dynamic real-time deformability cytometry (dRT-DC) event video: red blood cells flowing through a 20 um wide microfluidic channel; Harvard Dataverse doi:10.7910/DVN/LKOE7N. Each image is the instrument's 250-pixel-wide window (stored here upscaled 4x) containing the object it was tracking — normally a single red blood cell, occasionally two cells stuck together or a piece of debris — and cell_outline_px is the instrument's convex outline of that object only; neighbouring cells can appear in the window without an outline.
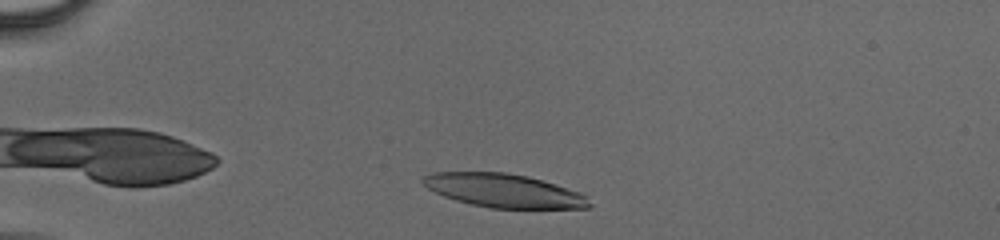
{"species": "human", "species_latin": "Homo sapiens", "temperature_condition": "cold", "stored_images_in_passage": 39, "camera_frame_rate_fps": 3000, "um_per_image_px": 0.085, "donor": {"sex": "male"}, "frame": {"image": 1, "passage_image": 4, "time_ms": 1.0, "image_size_px": [1000, 240], "cell_outline_px": [[592, 204], [588, 208], [492, 208], [472, 204], [456, 200], [444, 196], [428, 188], [420, 180], [424, 176], [432, 172], [504, 172], [528, 176], [580, 192], [588, 196]], "centroid_in_image_um": [42.84, 16.2], "position_along_channel_um": 42.2, "area_um2": 32.37}}
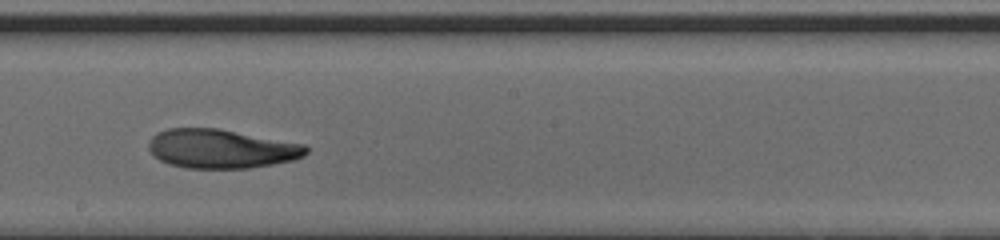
{"frame": {"image": 2, "passage_image": 23, "time_ms": 7.333, "image_size_px": [1000, 240], "cell_outline_px": [[308, 152], [304, 156], [292, 160], [272, 164], [248, 168], [184, 168], [168, 164], [160, 160], [148, 148], [148, 144], [152, 136], [156, 132], [168, 128], [216, 128], [304, 144], [308, 148]], "centroid_in_image_um": [18.78, 12.64], "position_along_channel_um": 229.4, "area_um2": 35.66}}
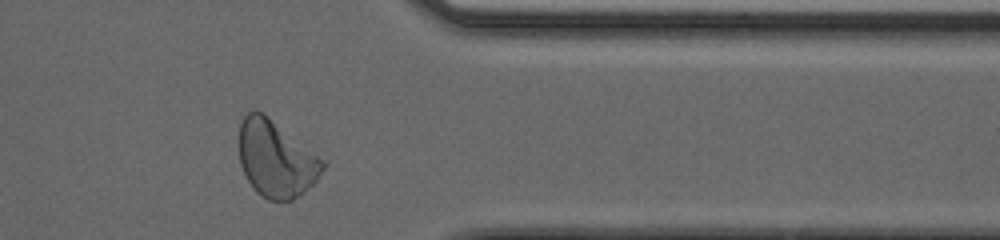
{"frame": {"image": 3, "passage_image": 36, "time_ms": 11.667, "image_size_px": [1000, 240], "cell_outline_px": [[328, 160], [324, 168], [316, 180], [300, 196], [292, 200], [268, 200], [256, 192], [252, 188], [240, 164], [240, 124], [244, 116], [252, 108], [256, 108]], "centroid_in_image_um": [23.5, 13.49], "position_along_channel_um": 387.9, "area_um2": 37.63}}